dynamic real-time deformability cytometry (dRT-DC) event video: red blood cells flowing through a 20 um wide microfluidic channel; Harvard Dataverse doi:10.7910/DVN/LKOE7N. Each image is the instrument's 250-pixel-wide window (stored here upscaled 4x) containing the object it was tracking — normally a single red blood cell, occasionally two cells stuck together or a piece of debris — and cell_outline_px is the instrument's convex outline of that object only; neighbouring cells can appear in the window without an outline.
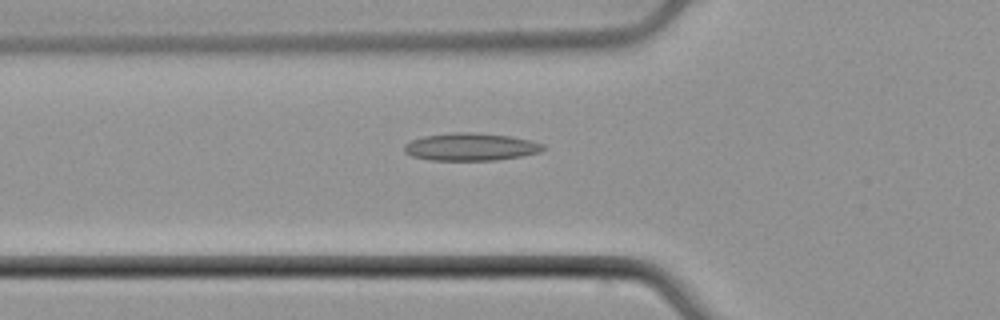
{"species": "common noctule bat (a hibernating species)", "species_latin": "Nyctalus noctula", "temperature_condition": "cold", "stored_images_in_passage": 39, "camera_frame_rate_fps": 3000, "um_per_image_px": 0.085, "animal": {"sex": "male", "body_mass_g": 21.5, "forearm_length_mm": 52.0}, "frame": {"image": 1, "passage_image": 9, "time_ms": 2.667, "image_size_px": [1000, 320], "cell_outline_px": [[548, 148], [540, 152], [520, 156], [496, 160], [428, 160], [412, 156], [404, 152], [404, 144], [412, 140], [424, 136], [452, 132], [472, 132], [512, 136], [532, 140], [544, 144]], "centroid_in_image_um": [40.04, 12.48], "position_along_channel_um": 85.8, "area_um2": 22.54}}
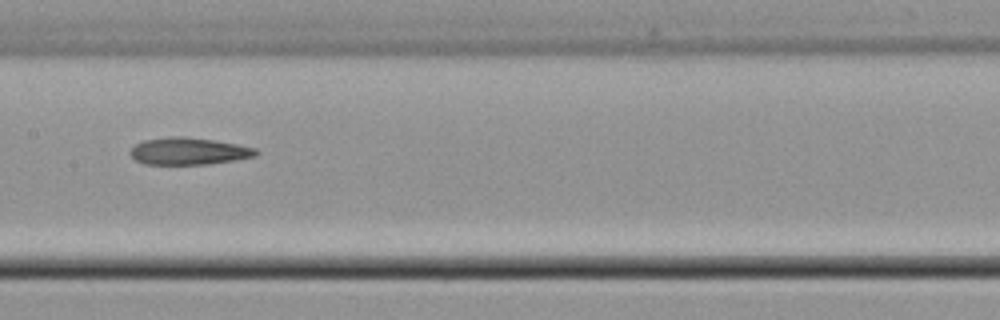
{"frame": {"image": 2, "passage_image": 17, "time_ms": 5.333, "image_size_px": [1000, 320], "cell_outline_px": [[260, 152], [256, 156], [236, 160], [208, 164], [144, 164], [136, 160], [128, 152], [136, 144], [144, 140], [168, 136], [184, 136], [212, 140], [236, 144], [256, 148]], "centroid_in_image_um": [16.05, 12.85], "position_along_channel_um": 191.4, "area_um2": 19.88}}
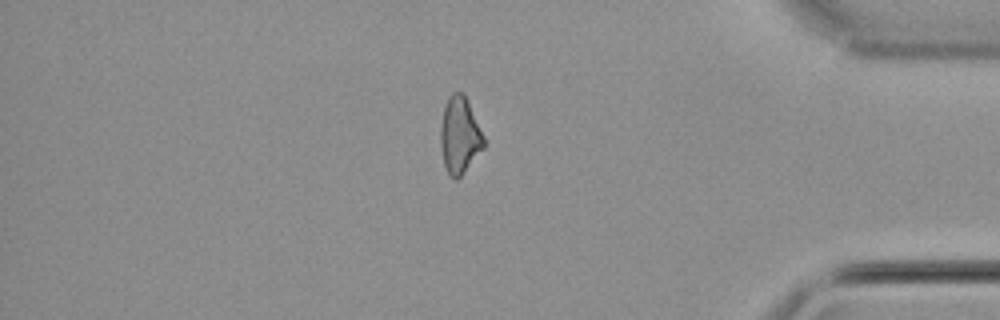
{"frame": {"image": 3, "passage_image": 35, "time_ms": 11.333, "image_size_px": [1000, 320], "cell_outline_px": [[484, 148], [460, 176], [456, 180], [448, 176], [444, 164], [440, 148], [440, 128], [444, 104], [448, 96], [452, 92], [464, 92], [484, 136]], "centroid_in_image_um": [39.05, 11.48], "position_along_channel_um": 396.2, "area_um2": 19.54}}